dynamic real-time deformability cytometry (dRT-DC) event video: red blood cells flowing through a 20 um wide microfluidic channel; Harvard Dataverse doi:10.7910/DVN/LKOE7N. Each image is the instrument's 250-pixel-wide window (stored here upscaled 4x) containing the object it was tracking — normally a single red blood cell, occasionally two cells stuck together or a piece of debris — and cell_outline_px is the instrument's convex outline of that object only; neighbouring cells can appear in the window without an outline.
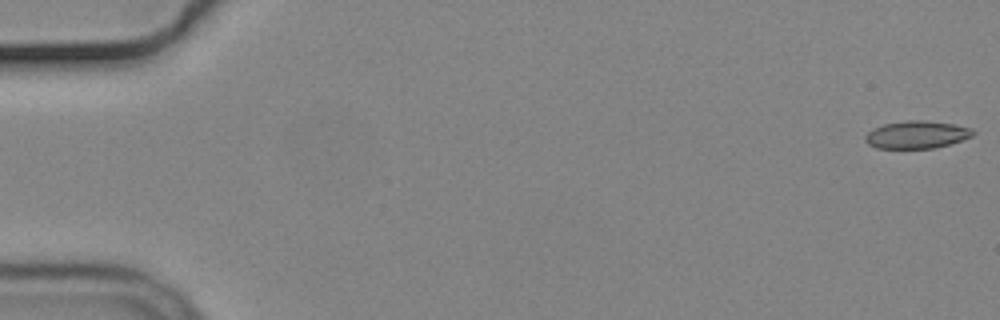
{"species": "common noctule bat (a hibernating species)", "species_latin": "Nyctalus noctula", "temperature_condition": "cold", "stored_images_in_passage": 15, "camera_frame_rate_fps": 3000, "um_per_image_px": 0.085, "animal": {"sex": "male", "body_mass_g": 19.2, "forearm_length_mm": 51.8}, "frame": {"image": 1, "passage_image": 1, "time_ms": 0.0, "image_size_px": [1000, 320], "cell_outline_px": [[976, 132], [972, 136], [936, 148], [876, 148], [868, 144], [864, 140], [864, 136], [872, 128], [884, 124], [908, 120], [924, 120], [952, 124], [972, 128]], "centroid_in_image_um": [77.89, 11.44], "position_along_channel_um": 7.1, "area_um2": 17.28}}